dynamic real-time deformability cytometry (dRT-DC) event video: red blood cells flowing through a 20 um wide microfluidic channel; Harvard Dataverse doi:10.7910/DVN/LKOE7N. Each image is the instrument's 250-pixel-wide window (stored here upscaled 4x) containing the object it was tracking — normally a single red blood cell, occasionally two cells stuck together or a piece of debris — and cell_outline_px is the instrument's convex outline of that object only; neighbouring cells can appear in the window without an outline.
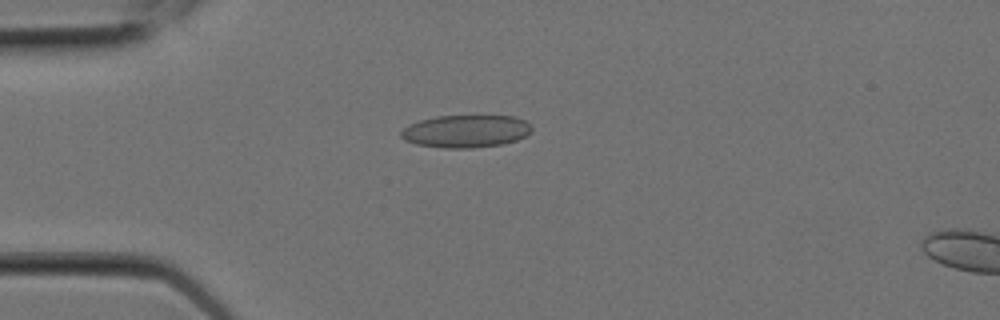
{"species": "Egyptian fruit bat (a non-hibernating species)", "species_latin": "Rousettus aegyptiacus", "temperature_condition": "room temperature", "stored_images_in_passage": 5, "camera_frame_rate_fps": 3000, "um_per_image_px": 0.085, "animal": {"sex": "female"}, "frame": {"image": 1, "passage_image": 3, "time_ms": 0.667, "image_size_px": [1000, 320], "cell_outline_px": [[532, 132], [528, 136], [504, 144], [472, 148], [444, 148], [416, 144], [404, 140], [400, 136], [400, 132], [408, 124], [420, 120], [436, 116], [516, 116], [524, 120], [532, 128]], "centroid_in_image_um": [39.6, 11.16], "position_along_channel_um": 45.4, "area_um2": 25.03}}
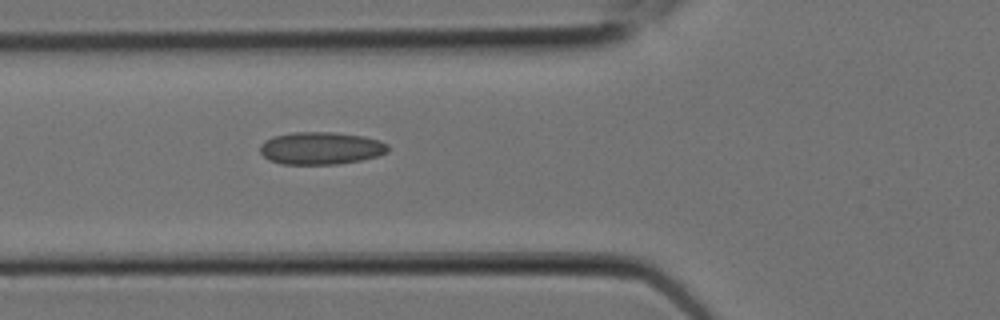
{"frame": {"image": 2, "passage_image": 5, "time_ms": 1.333, "image_size_px": [1000, 320], "cell_outline_px": [[388, 152], [376, 156], [360, 160], [336, 164], [280, 164], [268, 160], [260, 152], [260, 144], [264, 140], [272, 136], [292, 132], [332, 132], [364, 136], [380, 140], [388, 144]], "centroid_in_image_um": [27.24, 12.59], "position_along_channel_um": 98.6, "area_um2": 24.39}}